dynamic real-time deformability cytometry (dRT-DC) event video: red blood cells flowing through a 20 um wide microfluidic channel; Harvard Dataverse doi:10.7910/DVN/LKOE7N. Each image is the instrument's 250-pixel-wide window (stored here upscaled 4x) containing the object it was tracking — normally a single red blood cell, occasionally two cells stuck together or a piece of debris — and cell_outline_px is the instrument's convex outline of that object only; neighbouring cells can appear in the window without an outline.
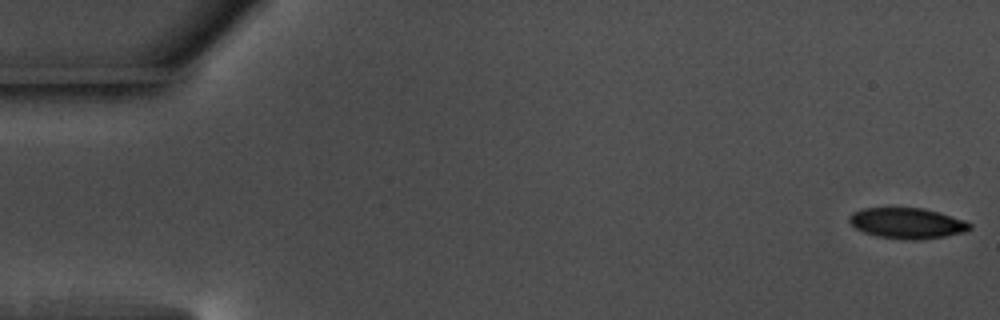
{"species": "common noctule bat (a hibernating species)", "species_latin": "Nyctalus noctula", "temperature_condition": "warm", "stored_images_in_passage": 55, "camera_frame_rate_fps": 3000, "um_per_image_px": 0.085, "animal": {"sex": "male", "body_mass_g": 17.5, "forearm_length_mm": 52.3}, "frame": {"image": 1, "passage_image": 1, "time_ms": 0.0, "image_size_px": [1000, 320], "cell_outline_px": [[972, 228], [964, 232], [944, 236], [912, 240], [876, 236], [864, 232], [856, 228], [848, 220], [848, 216], [852, 212], [864, 208], [924, 208], [964, 220], [972, 224]], "centroid_in_image_um": [77.09, 18.96], "position_along_channel_um": 7.9, "area_um2": 21.33}}
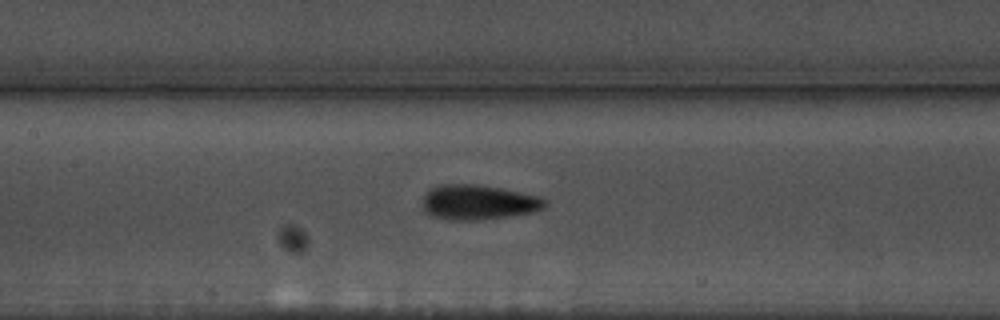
{"frame": {"image": 2, "passage_image": 26, "time_ms": 8.333, "image_size_px": [1000, 320], "cell_outline_px": [[548, 204], [544, 208], [532, 212], [508, 216], [480, 220], [448, 220], [432, 216], [420, 204], [424, 196], [432, 188], [440, 184], [472, 184], [500, 188], [540, 196], [548, 200]], "centroid_in_image_um": [40.67, 17.2], "position_along_channel_um": 166.7, "area_um2": 24.91}}
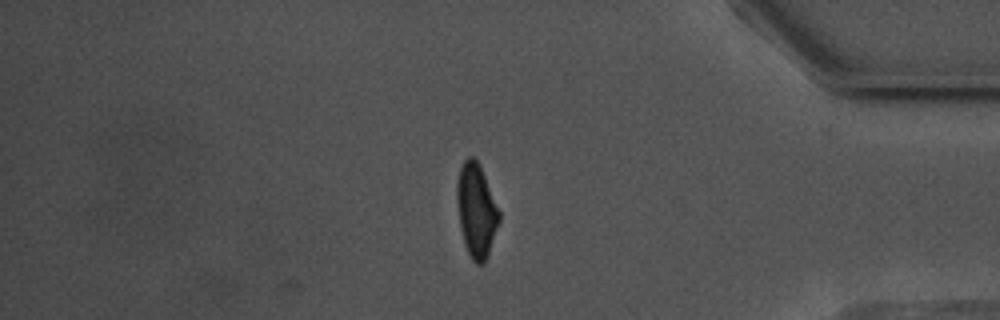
{"frame": {"image": 3, "passage_image": 47, "time_ms": 15.333, "image_size_px": [1000, 320], "cell_outline_px": [[500, 220], [484, 264], [476, 264], [472, 260], [464, 244], [460, 228], [456, 200], [456, 184], [460, 168], [464, 160], [468, 156], [472, 156], [480, 164], [500, 212]], "centroid_in_image_um": [40.47, 17.87], "position_along_channel_um": 394.7, "area_um2": 23.06}, "authors_computed_cell_mechanics": {"area_um2": 23.0044, "velocity_mm_per_s": 3.6697, "shape_relaxation_time_tau1_ms": 3.5018, "shape_relaxation_time_tau2_ms": 2.1118, "deformation_change_tau1": 0.1349, "deformation_change_tau2": 0.0788}}